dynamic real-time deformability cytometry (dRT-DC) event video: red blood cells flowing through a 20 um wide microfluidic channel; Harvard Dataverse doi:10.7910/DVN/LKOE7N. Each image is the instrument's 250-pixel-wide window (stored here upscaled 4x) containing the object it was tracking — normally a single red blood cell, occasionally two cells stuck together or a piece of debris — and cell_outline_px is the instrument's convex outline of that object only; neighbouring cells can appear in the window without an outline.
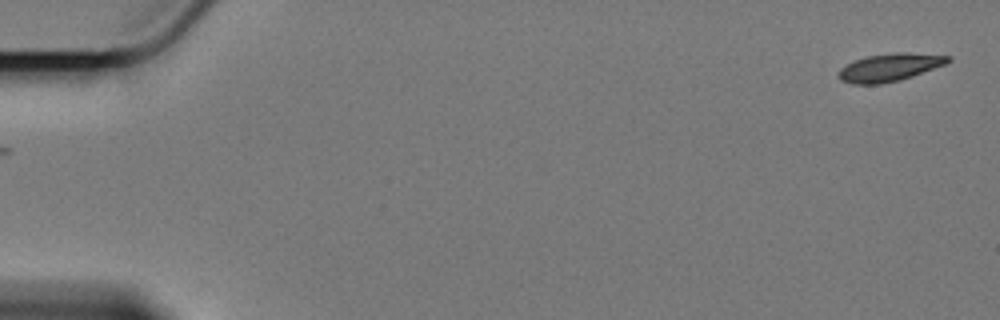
{"species": "Egyptian fruit bat (a non-hibernating species)", "species_latin": "Rousettus aegyptiacus", "temperature_condition": "cold", "stored_images_in_passage": 56, "camera_frame_rate_fps": 3000, "um_per_image_px": 0.085, "animal": {"sex": "female"}, "frame": {"image": 1, "passage_image": 1, "time_ms": 0.0, "image_size_px": [1000, 320], "cell_outline_px": [[952, 60], [944, 64], [912, 76], [900, 80], [880, 84], [852, 84], [840, 80], [836, 76], [840, 68], [856, 60], [868, 56], [896, 52], [904, 52], [952, 56]], "centroid_in_image_um": [75.59, 5.73], "position_along_channel_um": 9.4, "area_um2": 17.57}}
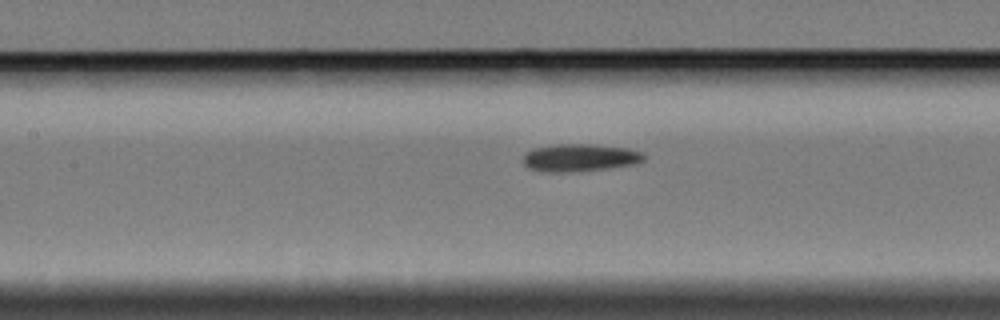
{"frame": {"image": 2, "passage_image": 27, "time_ms": 8.667, "image_size_px": [1000, 320], "cell_outline_px": [[644, 160], [636, 164], [580, 172], [540, 172], [528, 168], [524, 164], [524, 152], [532, 148], [556, 144], [592, 144], [628, 148], [644, 152]], "centroid_in_image_um": [49.27, 13.41], "position_along_channel_um": 158.1, "area_um2": 19.83}}
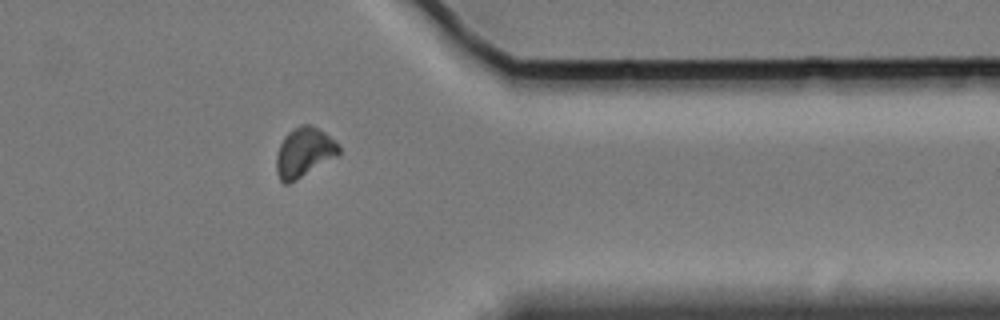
{"frame": {"image": 3, "passage_image": 48, "time_ms": 15.667, "image_size_px": [1000, 320], "cell_outline_px": [[340, 152], [336, 156], [296, 180], [288, 184], [284, 184], [280, 180], [276, 172], [276, 156], [280, 144], [284, 136], [292, 128], [304, 124], [308, 124], [324, 132], [336, 140], [340, 144]], "centroid_in_image_um": [25.83, 12.94], "position_along_channel_um": 385.6, "area_um2": 17.98}}